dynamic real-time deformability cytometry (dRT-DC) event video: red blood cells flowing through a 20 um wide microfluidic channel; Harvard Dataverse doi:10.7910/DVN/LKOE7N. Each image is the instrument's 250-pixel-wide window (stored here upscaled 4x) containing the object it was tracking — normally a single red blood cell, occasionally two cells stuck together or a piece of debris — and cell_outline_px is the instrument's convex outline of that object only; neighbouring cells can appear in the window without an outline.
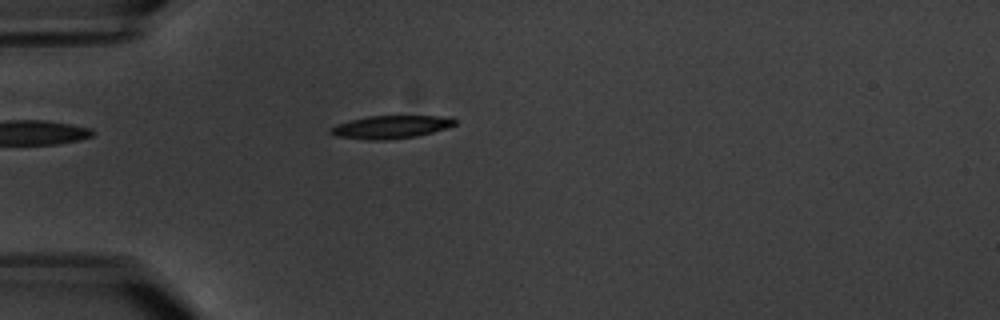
{"species": "common noctule bat (a hibernating species)", "species_latin": "Nyctalus noctula", "temperature_condition": "warm", "stored_images_in_passage": 4, "camera_frame_rate_fps": 3000, "um_per_image_px": 0.085, "animal": {"sex": "male", "body_mass_g": 20.1, "forearm_length_mm": 53.5}, "frame": {"image": 1, "passage_image": 3, "time_ms": 2.333, "image_size_px": [1000, 320], "cell_outline_px": [[456, 124], [448, 128], [416, 136], [384, 140], [364, 140], [336, 136], [328, 132], [328, 128], [336, 124], [368, 116], [452, 116], [456, 120]], "centroid_in_image_um": [33.21, 10.79], "position_along_channel_um": 51.8, "area_um2": 16.76}}